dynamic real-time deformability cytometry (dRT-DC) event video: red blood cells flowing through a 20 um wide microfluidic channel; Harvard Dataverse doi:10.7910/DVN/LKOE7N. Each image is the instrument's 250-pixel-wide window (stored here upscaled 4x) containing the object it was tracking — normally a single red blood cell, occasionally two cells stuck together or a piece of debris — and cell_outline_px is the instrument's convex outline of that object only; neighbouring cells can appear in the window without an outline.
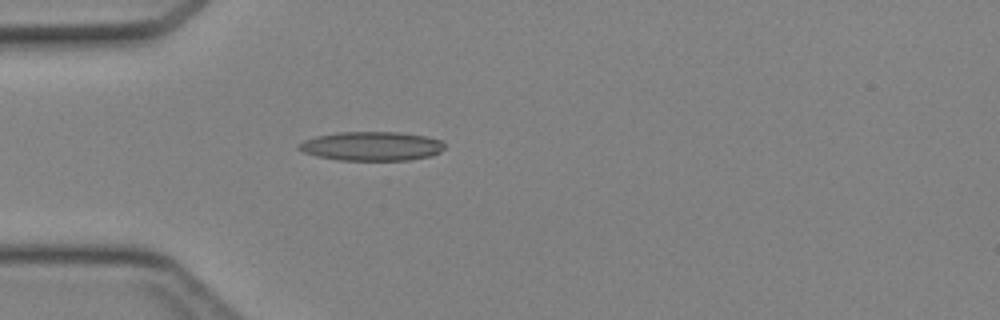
{"species": "Egyptian fruit bat (a non-hibernating species)", "species_latin": "Rousettus aegyptiacus", "temperature_condition": "cold", "stored_images_in_passage": 46, "camera_frame_rate_fps": 3000, "um_per_image_px": 0.085, "animal": {"sex": "female"}, "frame": {"image": 1, "passage_image": 14, "time_ms": 4.333, "image_size_px": [1000, 320], "cell_outline_px": [[444, 148], [440, 152], [432, 156], [408, 160], [340, 160], [320, 156], [304, 152], [296, 148], [296, 144], [304, 140], [316, 136], [340, 132], [400, 132], [424, 136], [440, 140], [444, 144]], "centroid_in_image_um": [31.58, 12.42], "position_along_channel_um": 53.4, "area_um2": 24.62}}
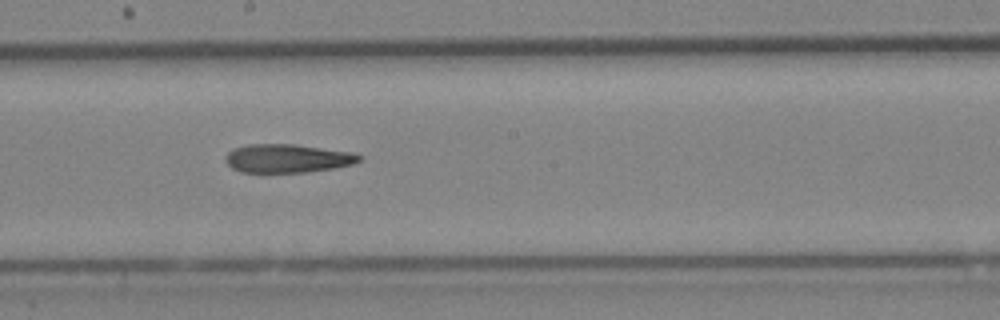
{"frame": {"image": 2, "passage_image": 26, "time_ms": 8.333, "image_size_px": [1000, 320], "cell_outline_px": [[364, 156], [360, 160], [352, 164], [332, 168], [304, 172], [240, 172], [232, 168], [224, 160], [224, 156], [232, 148], [248, 144], [296, 144], [352, 152]], "centroid_in_image_um": [24.4, 13.45], "position_along_channel_um": 223.8, "area_um2": 22.31}}
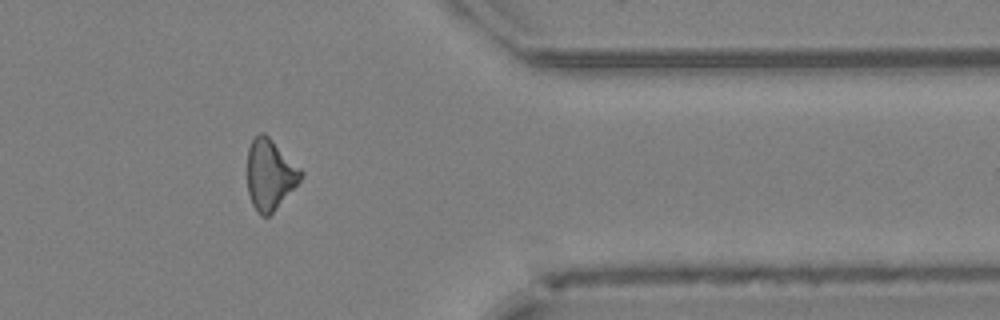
{"frame": {"image": 3, "passage_image": 38, "time_ms": 12.333, "image_size_px": [1000, 320], "cell_outline_px": [[304, 176], [272, 212], [268, 216], [260, 216], [252, 204], [248, 192], [248, 148], [252, 140], [260, 132], [264, 132], [304, 172]], "centroid_in_image_um": [22.94, 14.83], "position_along_channel_um": 388.5, "area_um2": 21.62}}